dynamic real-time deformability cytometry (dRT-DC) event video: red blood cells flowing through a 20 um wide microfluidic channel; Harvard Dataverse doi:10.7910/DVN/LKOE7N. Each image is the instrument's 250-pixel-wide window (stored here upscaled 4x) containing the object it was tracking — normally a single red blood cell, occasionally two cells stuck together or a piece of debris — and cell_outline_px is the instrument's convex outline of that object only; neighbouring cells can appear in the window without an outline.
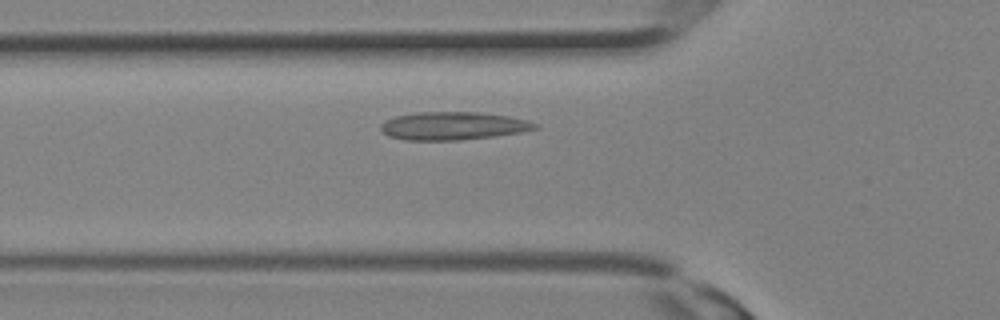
{"species": "Egyptian fruit bat (a non-hibernating species)", "species_latin": "Rousettus aegyptiacus", "temperature_condition": "room temperature", "stored_images_in_passage": 8, "camera_frame_rate_fps": 3000, "um_per_image_px": 0.085, "animal": {"sex": "female"}, "frame": {"image": 1, "passage_image": 4, "time_ms": 1.0, "image_size_px": [1000, 320], "cell_outline_px": [[540, 128], [524, 132], [496, 136], [460, 140], [404, 140], [388, 136], [380, 128], [380, 124], [396, 116], [416, 112], [476, 112], [508, 116], [540, 124]], "centroid_in_image_um": [38.55, 10.71], "position_along_channel_um": 87.3, "area_um2": 25.26}}
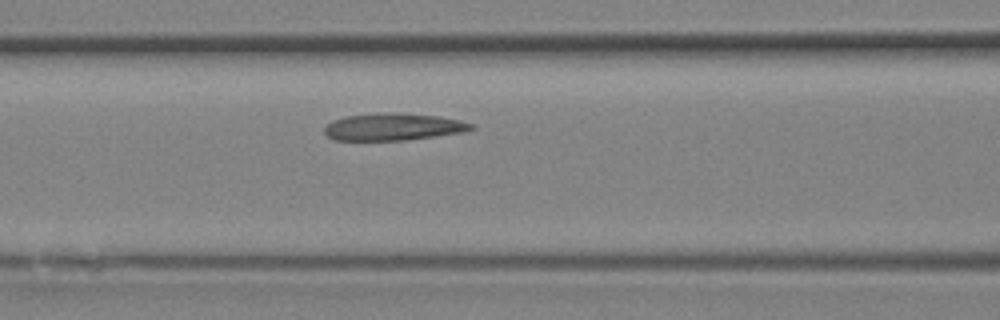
{"frame": {"image": 2, "passage_image": 6, "time_ms": 1.667, "image_size_px": [1000, 320], "cell_outline_px": [[476, 128], [464, 132], [404, 140], [332, 140], [324, 132], [324, 128], [332, 120], [344, 116], [440, 116], [460, 120], [472, 124]], "centroid_in_image_um": [33.43, 10.84], "position_along_channel_um": 133.2, "area_um2": 21.79}}
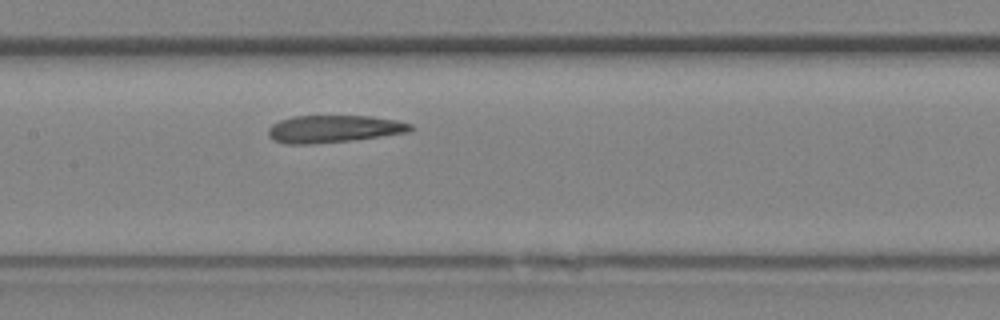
{"frame": {"image": 3, "passage_image": 8, "time_ms": 2.333, "image_size_px": [1000, 320], "cell_outline_px": [[416, 128], [408, 132], [380, 136], [348, 140], [312, 144], [284, 144], [272, 140], [268, 136], [268, 128], [272, 124], [280, 120], [292, 116], [372, 116], [396, 120], [412, 124]], "centroid_in_image_um": [28.34, 10.95], "position_along_channel_um": 179.1, "area_um2": 22.72}}